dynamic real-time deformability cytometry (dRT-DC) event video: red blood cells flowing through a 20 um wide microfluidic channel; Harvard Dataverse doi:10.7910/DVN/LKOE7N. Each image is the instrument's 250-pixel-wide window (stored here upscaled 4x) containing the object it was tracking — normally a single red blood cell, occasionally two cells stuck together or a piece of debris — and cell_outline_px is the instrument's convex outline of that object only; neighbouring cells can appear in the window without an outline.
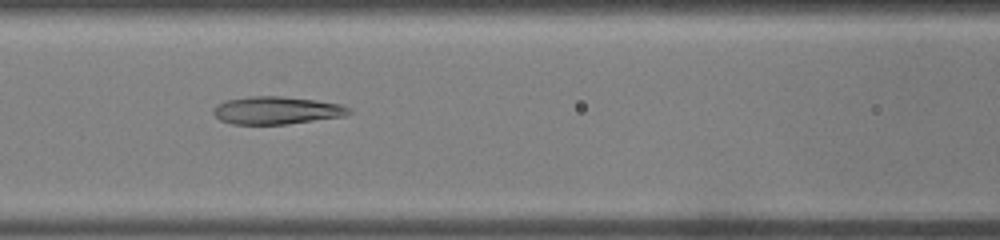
{"species": "common noctule bat (a hibernating species)", "species_latin": "Nyctalus noctula", "temperature_condition": "warm", "stored_images_in_passage": 30, "camera_frame_rate_fps": 3000, "um_per_image_px": 0.085, "animal": {"sex": "male", "body_mass_g": 19.0, "forearm_length_mm": 50.8}, "frame": {"image": 1, "passage_image": 9, "time_ms": 2.667, "image_size_px": [1000, 240], "cell_outline_px": [[352, 112], [344, 116], [288, 124], [232, 124], [220, 120], [212, 112], [212, 108], [216, 104], [224, 100], [248, 96], [280, 96], [316, 100], [340, 104], [348, 108]], "centroid_in_image_um": [23.45, 9.38], "position_along_channel_um": 143.1, "area_um2": 21.96}}
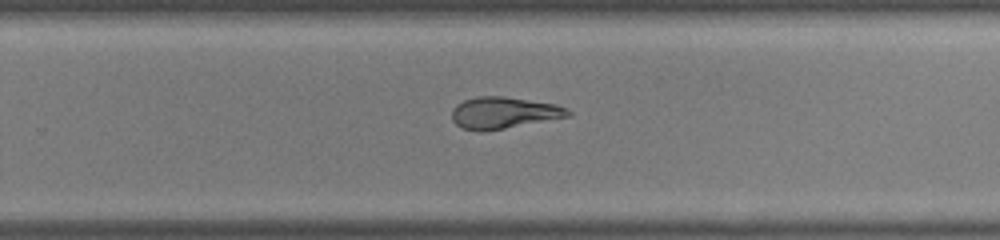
{"frame": {"image": 2, "passage_image": 17, "time_ms": 5.333, "image_size_px": [1000, 240], "cell_outline_px": [[572, 116], [484, 132], [476, 132], [464, 128], [456, 124], [452, 120], [452, 108], [456, 104], [464, 100], [476, 96], [504, 96], [556, 104], [568, 108], [572, 112]], "centroid_in_image_um": [42.82, 9.59], "position_along_channel_um": 287.0, "area_um2": 21.73}}
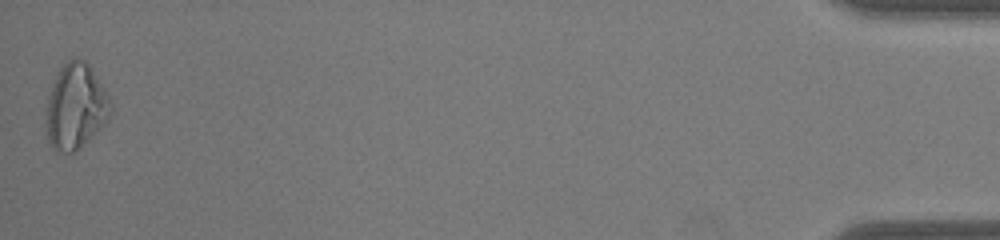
{"frame": {"image": 3, "passage_image": 30, "time_ms": 9.667, "image_size_px": [1000, 240], "cell_outline_px": [[112, 112], [108, 120], [100, 128], [72, 152], [56, 152], [52, 148], [48, 140], [48, 96], [56, 72], [68, 60], [84, 60], [92, 68], [108, 96], [112, 104]], "centroid_in_image_um": [6.45, 9.03], "position_along_channel_um": 428.8, "area_um2": 31.33}}